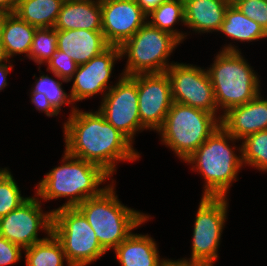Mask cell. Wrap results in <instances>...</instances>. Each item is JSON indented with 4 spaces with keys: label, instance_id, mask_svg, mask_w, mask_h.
<instances>
[{
    "label": "cell",
    "instance_id": "cell-9",
    "mask_svg": "<svg viewBox=\"0 0 267 266\" xmlns=\"http://www.w3.org/2000/svg\"><path fill=\"white\" fill-rule=\"evenodd\" d=\"M227 197L202 196L196 213L191 257L173 260L181 265L213 266L218 258L221 235L227 219Z\"/></svg>",
    "mask_w": 267,
    "mask_h": 266
},
{
    "label": "cell",
    "instance_id": "cell-27",
    "mask_svg": "<svg viewBox=\"0 0 267 266\" xmlns=\"http://www.w3.org/2000/svg\"><path fill=\"white\" fill-rule=\"evenodd\" d=\"M57 50V32L55 28H36L28 59L37 65L47 63Z\"/></svg>",
    "mask_w": 267,
    "mask_h": 266
},
{
    "label": "cell",
    "instance_id": "cell-8",
    "mask_svg": "<svg viewBox=\"0 0 267 266\" xmlns=\"http://www.w3.org/2000/svg\"><path fill=\"white\" fill-rule=\"evenodd\" d=\"M53 235L61 243L71 266H87L107 252L99 243L93 228L76 208L53 209Z\"/></svg>",
    "mask_w": 267,
    "mask_h": 266
},
{
    "label": "cell",
    "instance_id": "cell-12",
    "mask_svg": "<svg viewBox=\"0 0 267 266\" xmlns=\"http://www.w3.org/2000/svg\"><path fill=\"white\" fill-rule=\"evenodd\" d=\"M53 212H43L39 197H29L18 208L0 217V236L23 249L45 238H38V231L47 235L52 230Z\"/></svg>",
    "mask_w": 267,
    "mask_h": 266
},
{
    "label": "cell",
    "instance_id": "cell-6",
    "mask_svg": "<svg viewBox=\"0 0 267 266\" xmlns=\"http://www.w3.org/2000/svg\"><path fill=\"white\" fill-rule=\"evenodd\" d=\"M218 117L207 111L173 102L162 127L161 142L185 161L221 126Z\"/></svg>",
    "mask_w": 267,
    "mask_h": 266
},
{
    "label": "cell",
    "instance_id": "cell-5",
    "mask_svg": "<svg viewBox=\"0 0 267 266\" xmlns=\"http://www.w3.org/2000/svg\"><path fill=\"white\" fill-rule=\"evenodd\" d=\"M236 47L232 44L224 46L207 69L216 105L223 114L260 93L259 77Z\"/></svg>",
    "mask_w": 267,
    "mask_h": 266
},
{
    "label": "cell",
    "instance_id": "cell-15",
    "mask_svg": "<svg viewBox=\"0 0 267 266\" xmlns=\"http://www.w3.org/2000/svg\"><path fill=\"white\" fill-rule=\"evenodd\" d=\"M120 47L110 46L103 53L90 59L87 63L78 65L70 81H73L70 91L75 102L89 99L103 93V97L112 87L108 85L115 61L121 59Z\"/></svg>",
    "mask_w": 267,
    "mask_h": 266
},
{
    "label": "cell",
    "instance_id": "cell-35",
    "mask_svg": "<svg viewBox=\"0 0 267 266\" xmlns=\"http://www.w3.org/2000/svg\"><path fill=\"white\" fill-rule=\"evenodd\" d=\"M12 69L13 64H10V62H8V65L6 63L0 65V91L8 85L7 76Z\"/></svg>",
    "mask_w": 267,
    "mask_h": 266
},
{
    "label": "cell",
    "instance_id": "cell-7",
    "mask_svg": "<svg viewBox=\"0 0 267 266\" xmlns=\"http://www.w3.org/2000/svg\"><path fill=\"white\" fill-rule=\"evenodd\" d=\"M181 42L172 34L146 22L121 47V57L127 56L125 76L163 73L173 64L168 59Z\"/></svg>",
    "mask_w": 267,
    "mask_h": 266
},
{
    "label": "cell",
    "instance_id": "cell-36",
    "mask_svg": "<svg viewBox=\"0 0 267 266\" xmlns=\"http://www.w3.org/2000/svg\"><path fill=\"white\" fill-rule=\"evenodd\" d=\"M19 0H0V8L7 10L10 13H14Z\"/></svg>",
    "mask_w": 267,
    "mask_h": 266
},
{
    "label": "cell",
    "instance_id": "cell-28",
    "mask_svg": "<svg viewBox=\"0 0 267 266\" xmlns=\"http://www.w3.org/2000/svg\"><path fill=\"white\" fill-rule=\"evenodd\" d=\"M9 168L0 172V217L18 208L29 197H23Z\"/></svg>",
    "mask_w": 267,
    "mask_h": 266
},
{
    "label": "cell",
    "instance_id": "cell-19",
    "mask_svg": "<svg viewBox=\"0 0 267 266\" xmlns=\"http://www.w3.org/2000/svg\"><path fill=\"white\" fill-rule=\"evenodd\" d=\"M185 23L198 33L219 31L231 0H183Z\"/></svg>",
    "mask_w": 267,
    "mask_h": 266
},
{
    "label": "cell",
    "instance_id": "cell-20",
    "mask_svg": "<svg viewBox=\"0 0 267 266\" xmlns=\"http://www.w3.org/2000/svg\"><path fill=\"white\" fill-rule=\"evenodd\" d=\"M54 28L56 30H102L101 1L63 2Z\"/></svg>",
    "mask_w": 267,
    "mask_h": 266
},
{
    "label": "cell",
    "instance_id": "cell-25",
    "mask_svg": "<svg viewBox=\"0 0 267 266\" xmlns=\"http://www.w3.org/2000/svg\"><path fill=\"white\" fill-rule=\"evenodd\" d=\"M149 19L151 20L149 21ZM147 22L151 26L172 34L181 43L186 39L187 33L180 32L173 27L177 22L185 23L183 0H167L163 2L147 15Z\"/></svg>",
    "mask_w": 267,
    "mask_h": 266
},
{
    "label": "cell",
    "instance_id": "cell-23",
    "mask_svg": "<svg viewBox=\"0 0 267 266\" xmlns=\"http://www.w3.org/2000/svg\"><path fill=\"white\" fill-rule=\"evenodd\" d=\"M62 4L61 0H19L14 13L36 28H54Z\"/></svg>",
    "mask_w": 267,
    "mask_h": 266
},
{
    "label": "cell",
    "instance_id": "cell-29",
    "mask_svg": "<svg viewBox=\"0 0 267 266\" xmlns=\"http://www.w3.org/2000/svg\"><path fill=\"white\" fill-rule=\"evenodd\" d=\"M36 79L35 86L31 92L45 94L52 107L59 113L62 105L74 104L71 94H67L62 88V82L41 73Z\"/></svg>",
    "mask_w": 267,
    "mask_h": 266
},
{
    "label": "cell",
    "instance_id": "cell-26",
    "mask_svg": "<svg viewBox=\"0 0 267 266\" xmlns=\"http://www.w3.org/2000/svg\"><path fill=\"white\" fill-rule=\"evenodd\" d=\"M242 163L255 167L259 171H267V130L251 134L242 140Z\"/></svg>",
    "mask_w": 267,
    "mask_h": 266
},
{
    "label": "cell",
    "instance_id": "cell-39",
    "mask_svg": "<svg viewBox=\"0 0 267 266\" xmlns=\"http://www.w3.org/2000/svg\"><path fill=\"white\" fill-rule=\"evenodd\" d=\"M167 266H187V265H181L172 260Z\"/></svg>",
    "mask_w": 267,
    "mask_h": 266
},
{
    "label": "cell",
    "instance_id": "cell-40",
    "mask_svg": "<svg viewBox=\"0 0 267 266\" xmlns=\"http://www.w3.org/2000/svg\"><path fill=\"white\" fill-rule=\"evenodd\" d=\"M62 2H71V1H79V0H61Z\"/></svg>",
    "mask_w": 267,
    "mask_h": 266
},
{
    "label": "cell",
    "instance_id": "cell-33",
    "mask_svg": "<svg viewBox=\"0 0 267 266\" xmlns=\"http://www.w3.org/2000/svg\"><path fill=\"white\" fill-rule=\"evenodd\" d=\"M30 94L31 103L35 105V108L39 110V112H44L48 117L57 116L59 114L47 100L45 94L37 92H30Z\"/></svg>",
    "mask_w": 267,
    "mask_h": 266
},
{
    "label": "cell",
    "instance_id": "cell-21",
    "mask_svg": "<svg viewBox=\"0 0 267 266\" xmlns=\"http://www.w3.org/2000/svg\"><path fill=\"white\" fill-rule=\"evenodd\" d=\"M36 27L22 20L16 13H9L0 31V40L9 58L14 55H29Z\"/></svg>",
    "mask_w": 267,
    "mask_h": 266
},
{
    "label": "cell",
    "instance_id": "cell-31",
    "mask_svg": "<svg viewBox=\"0 0 267 266\" xmlns=\"http://www.w3.org/2000/svg\"><path fill=\"white\" fill-rule=\"evenodd\" d=\"M248 18L256 21L267 32V0H231Z\"/></svg>",
    "mask_w": 267,
    "mask_h": 266
},
{
    "label": "cell",
    "instance_id": "cell-13",
    "mask_svg": "<svg viewBox=\"0 0 267 266\" xmlns=\"http://www.w3.org/2000/svg\"><path fill=\"white\" fill-rule=\"evenodd\" d=\"M137 92L141 124L146 130L158 131L173 104L167 73L137 74Z\"/></svg>",
    "mask_w": 267,
    "mask_h": 266
},
{
    "label": "cell",
    "instance_id": "cell-30",
    "mask_svg": "<svg viewBox=\"0 0 267 266\" xmlns=\"http://www.w3.org/2000/svg\"><path fill=\"white\" fill-rule=\"evenodd\" d=\"M46 64V71H50L54 77L65 83L70 82L78 67L71 57L58 49Z\"/></svg>",
    "mask_w": 267,
    "mask_h": 266
},
{
    "label": "cell",
    "instance_id": "cell-11",
    "mask_svg": "<svg viewBox=\"0 0 267 266\" xmlns=\"http://www.w3.org/2000/svg\"><path fill=\"white\" fill-rule=\"evenodd\" d=\"M166 73L171 84L173 102L198 108L217 116L218 107L207 69L173 62Z\"/></svg>",
    "mask_w": 267,
    "mask_h": 266
},
{
    "label": "cell",
    "instance_id": "cell-32",
    "mask_svg": "<svg viewBox=\"0 0 267 266\" xmlns=\"http://www.w3.org/2000/svg\"><path fill=\"white\" fill-rule=\"evenodd\" d=\"M22 250L24 249L21 246L0 236V266H8L19 262Z\"/></svg>",
    "mask_w": 267,
    "mask_h": 266
},
{
    "label": "cell",
    "instance_id": "cell-22",
    "mask_svg": "<svg viewBox=\"0 0 267 266\" xmlns=\"http://www.w3.org/2000/svg\"><path fill=\"white\" fill-rule=\"evenodd\" d=\"M222 34L236 41L252 42L267 38V32L256 21L245 16L233 3L226 12L220 30Z\"/></svg>",
    "mask_w": 267,
    "mask_h": 266
},
{
    "label": "cell",
    "instance_id": "cell-38",
    "mask_svg": "<svg viewBox=\"0 0 267 266\" xmlns=\"http://www.w3.org/2000/svg\"><path fill=\"white\" fill-rule=\"evenodd\" d=\"M10 12H8L7 10L0 8V31L3 27L4 21L6 19V17L9 15Z\"/></svg>",
    "mask_w": 267,
    "mask_h": 266
},
{
    "label": "cell",
    "instance_id": "cell-34",
    "mask_svg": "<svg viewBox=\"0 0 267 266\" xmlns=\"http://www.w3.org/2000/svg\"><path fill=\"white\" fill-rule=\"evenodd\" d=\"M139 7L148 15L152 10L167 0H135Z\"/></svg>",
    "mask_w": 267,
    "mask_h": 266
},
{
    "label": "cell",
    "instance_id": "cell-17",
    "mask_svg": "<svg viewBox=\"0 0 267 266\" xmlns=\"http://www.w3.org/2000/svg\"><path fill=\"white\" fill-rule=\"evenodd\" d=\"M56 32L57 49L65 52L78 65L87 63L110 47L102 30L72 29Z\"/></svg>",
    "mask_w": 267,
    "mask_h": 266
},
{
    "label": "cell",
    "instance_id": "cell-24",
    "mask_svg": "<svg viewBox=\"0 0 267 266\" xmlns=\"http://www.w3.org/2000/svg\"><path fill=\"white\" fill-rule=\"evenodd\" d=\"M26 266H71L66 259L61 243L51 232L44 240L24 249Z\"/></svg>",
    "mask_w": 267,
    "mask_h": 266
},
{
    "label": "cell",
    "instance_id": "cell-3",
    "mask_svg": "<svg viewBox=\"0 0 267 266\" xmlns=\"http://www.w3.org/2000/svg\"><path fill=\"white\" fill-rule=\"evenodd\" d=\"M236 140L222 126H219L184 161L193 164L191 170L199 171V174L204 177L205 184L202 196H228L232 182L237 181L238 172L243 167L241 145L238 149L235 144H233L234 146L228 144L230 141L234 143ZM236 148L240 155L235 153Z\"/></svg>",
    "mask_w": 267,
    "mask_h": 266
},
{
    "label": "cell",
    "instance_id": "cell-37",
    "mask_svg": "<svg viewBox=\"0 0 267 266\" xmlns=\"http://www.w3.org/2000/svg\"><path fill=\"white\" fill-rule=\"evenodd\" d=\"M8 62H10L9 57L6 53L4 45L0 40V65Z\"/></svg>",
    "mask_w": 267,
    "mask_h": 266
},
{
    "label": "cell",
    "instance_id": "cell-4",
    "mask_svg": "<svg viewBox=\"0 0 267 266\" xmlns=\"http://www.w3.org/2000/svg\"><path fill=\"white\" fill-rule=\"evenodd\" d=\"M113 183L112 179V183L98 196L88 198L76 207L85 216L106 251L114 250L131 231L150 217L122 204Z\"/></svg>",
    "mask_w": 267,
    "mask_h": 266
},
{
    "label": "cell",
    "instance_id": "cell-10",
    "mask_svg": "<svg viewBox=\"0 0 267 266\" xmlns=\"http://www.w3.org/2000/svg\"><path fill=\"white\" fill-rule=\"evenodd\" d=\"M120 76L118 82L102 97L98 111L134 144L137 131L146 129L141 124L138 111L137 75L125 76L121 73Z\"/></svg>",
    "mask_w": 267,
    "mask_h": 266
},
{
    "label": "cell",
    "instance_id": "cell-14",
    "mask_svg": "<svg viewBox=\"0 0 267 266\" xmlns=\"http://www.w3.org/2000/svg\"><path fill=\"white\" fill-rule=\"evenodd\" d=\"M100 1L102 32L110 46L121 47L147 22V14L135 0Z\"/></svg>",
    "mask_w": 267,
    "mask_h": 266
},
{
    "label": "cell",
    "instance_id": "cell-1",
    "mask_svg": "<svg viewBox=\"0 0 267 266\" xmlns=\"http://www.w3.org/2000/svg\"><path fill=\"white\" fill-rule=\"evenodd\" d=\"M63 129L65 151L99 165L110 176L116 171V163L140 158L132 143L99 111L83 112L73 106Z\"/></svg>",
    "mask_w": 267,
    "mask_h": 266
},
{
    "label": "cell",
    "instance_id": "cell-16",
    "mask_svg": "<svg viewBox=\"0 0 267 266\" xmlns=\"http://www.w3.org/2000/svg\"><path fill=\"white\" fill-rule=\"evenodd\" d=\"M220 124L238 141L267 130V99L259 93L251 101L222 114Z\"/></svg>",
    "mask_w": 267,
    "mask_h": 266
},
{
    "label": "cell",
    "instance_id": "cell-2",
    "mask_svg": "<svg viewBox=\"0 0 267 266\" xmlns=\"http://www.w3.org/2000/svg\"><path fill=\"white\" fill-rule=\"evenodd\" d=\"M62 165L53 168L36 186V197L53 200L69 198L59 208H74L86 199L98 196L108 185L98 188L112 178L99 165L69 155L64 151Z\"/></svg>",
    "mask_w": 267,
    "mask_h": 266
},
{
    "label": "cell",
    "instance_id": "cell-18",
    "mask_svg": "<svg viewBox=\"0 0 267 266\" xmlns=\"http://www.w3.org/2000/svg\"><path fill=\"white\" fill-rule=\"evenodd\" d=\"M114 251L121 266H167L172 261L160 260L157 243L148 234L132 232Z\"/></svg>",
    "mask_w": 267,
    "mask_h": 266
}]
</instances>
